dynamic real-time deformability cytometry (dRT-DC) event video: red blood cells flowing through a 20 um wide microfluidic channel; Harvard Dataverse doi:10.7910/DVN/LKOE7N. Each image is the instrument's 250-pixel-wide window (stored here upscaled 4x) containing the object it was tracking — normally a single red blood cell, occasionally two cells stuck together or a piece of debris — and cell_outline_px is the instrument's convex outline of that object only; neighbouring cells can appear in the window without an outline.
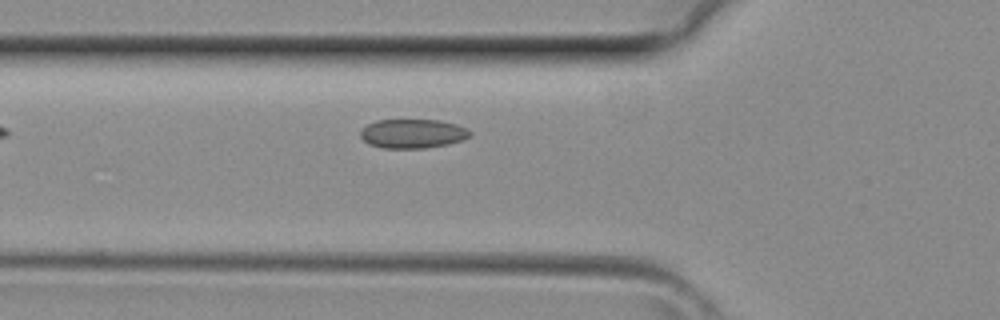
{"species": "common noctule bat (a hibernating species)", "species_latin": "Nyctalus noctula", "temperature_condition": "room temperature", "stored_images_in_passage": 4, "camera_frame_rate_fps": 3000, "um_per_image_px": 0.085, "animal": {"sex": "female", "body_mass_g": 29.2, "forearm_length_mm": 56.3}, "frame": {"image": 1, "passage_image": 4, "time_ms": 1.0, "image_size_px": [1000, 320], "cell_outline_px": [[472, 136], [448, 144], [424, 148], [384, 148], [368, 144], [360, 136], [360, 132], [368, 124], [376, 120], [440, 120], [456, 124], [468, 128], [472, 132]], "centroid_in_image_um": [35.1, 11.35], "position_along_channel_um": 90.7, "area_um2": 18.61}}